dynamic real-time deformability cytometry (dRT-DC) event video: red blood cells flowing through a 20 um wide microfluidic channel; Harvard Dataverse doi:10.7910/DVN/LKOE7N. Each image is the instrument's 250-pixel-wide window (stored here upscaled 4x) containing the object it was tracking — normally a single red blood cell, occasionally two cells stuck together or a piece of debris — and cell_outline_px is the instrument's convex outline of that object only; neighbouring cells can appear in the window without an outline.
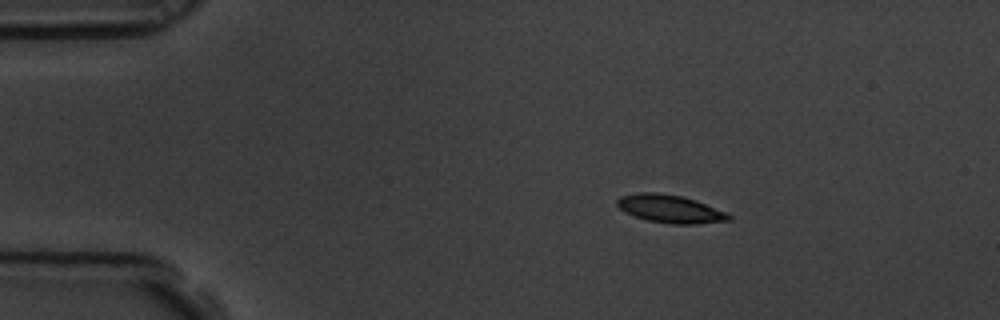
{"species": "common noctule bat (a hibernating species)", "species_latin": "Nyctalus noctula", "temperature_condition": "room temperature", "stored_images_in_passage": 5, "camera_frame_rate_fps": 3000, "um_per_image_px": 0.085, "animal": {"sex": "male", "body_mass_g": 19.5, "forearm_length_mm": 54.6}, "frame": {"image": 1, "passage_image": 3, "time_ms": 0.667, "image_size_px": [1000, 320], "cell_outline_px": [[732, 220], [696, 224], [672, 224], [648, 220], [624, 212], [616, 204], [616, 200], [620, 196], [640, 192], [656, 192], [680, 196], [696, 200], [724, 212], [732, 216]], "centroid_in_image_um": [56.94, 17.75], "position_along_channel_um": 28.1, "area_um2": 18.03}}